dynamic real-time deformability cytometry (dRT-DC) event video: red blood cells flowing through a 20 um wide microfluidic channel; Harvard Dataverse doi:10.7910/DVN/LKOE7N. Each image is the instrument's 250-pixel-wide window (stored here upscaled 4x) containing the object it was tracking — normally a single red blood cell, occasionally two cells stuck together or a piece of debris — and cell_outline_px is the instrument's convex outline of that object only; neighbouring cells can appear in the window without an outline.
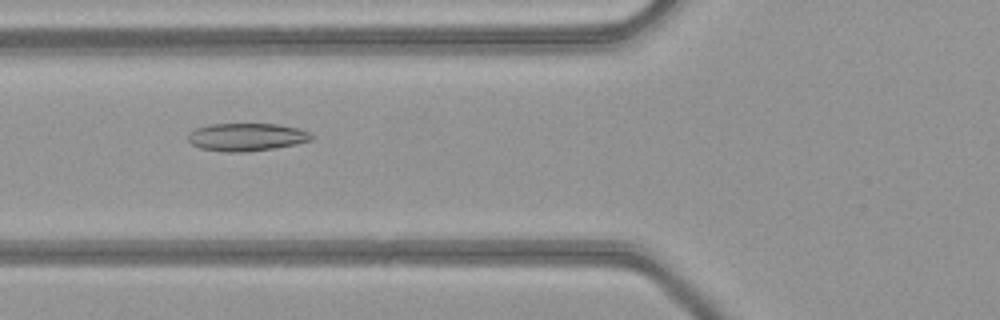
{"species": "common noctule bat (a hibernating species)", "species_latin": "Nyctalus noctula", "temperature_condition": "warm", "stored_images_in_passage": 44, "camera_frame_rate_fps": 3000, "um_per_image_px": 0.085, "animal": {"sex": "female", "body_mass_g": 21.9}, "frame": {"image": 1, "passage_image": 13, "time_ms": 4.0, "image_size_px": [1000, 320], "cell_outline_px": [[316, 136], [312, 140], [296, 144], [272, 148], [244, 152], [224, 152], [200, 148], [192, 144], [188, 140], [188, 132], [196, 128], [208, 124], [276, 124], [300, 128]], "centroid_in_image_um": [20.96, 11.64], "position_along_channel_um": 104.8, "area_um2": 20.11}}
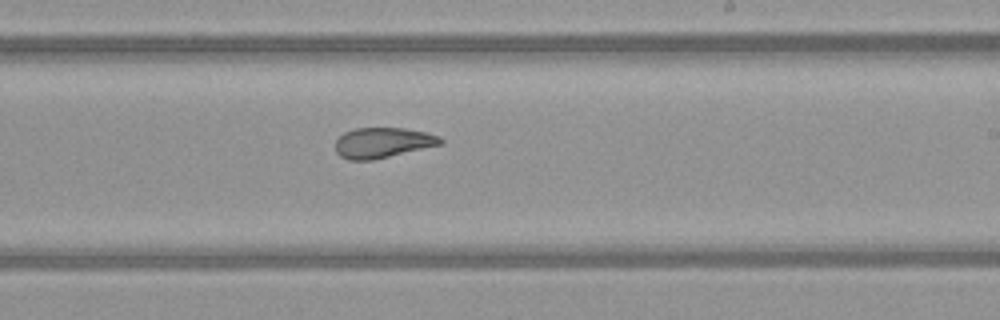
{"frame": {"image": 2, "passage_image": 24, "time_ms": 7.667, "image_size_px": [1000, 320], "cell_outline_px": [[444, 144], [372, 160], [348, 160], [340, 156], [336, 152], [336, 140], [344, 132], [356, 128], [404, 128], [428, 132], [440, 136], [444, 140]], "centroid_in_image_um": [32.57, 12.12], "position_along_channel_um": 256.4, "area_um2": 18.73}}
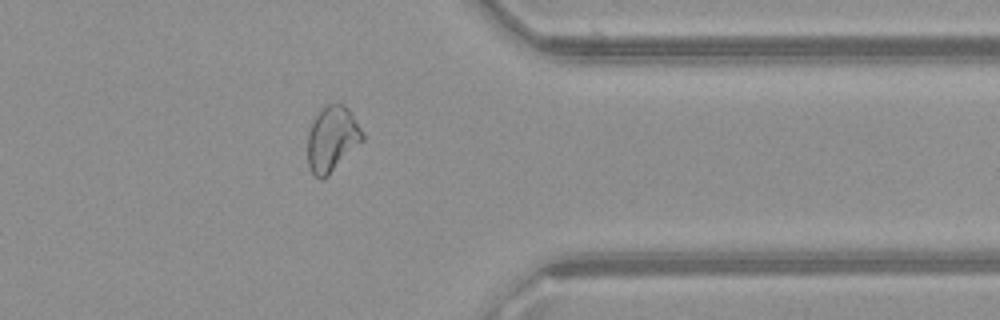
{"frame": {"image": 3, "passage_image": 34, "time_ms": 11.0, "image_size_px": [1000, 320], "cell_outline_px": [[364, 140], [324, 180], [320, 180], [312, 172], [308, 164], [308, 132], [312, 120], [320, 108], [328, 104], [344, 104], [348, 108], [364, 132]], "centroid_in_image_um": [28.23, 11.8], "position_along_channel_um": 383.2, "area_um2": 21.15}, "authors_computed_cell_mechanics": {"area_um2": 21.0103, "velocity_mm_per_s": 4.118, "shape_relaxation_time_tau1_ms": null, "shape_relaxation_time_tau2_ms": 1.5922, "deformation_change_tau1": null, "deformation_change_tau2": 0.0845}}